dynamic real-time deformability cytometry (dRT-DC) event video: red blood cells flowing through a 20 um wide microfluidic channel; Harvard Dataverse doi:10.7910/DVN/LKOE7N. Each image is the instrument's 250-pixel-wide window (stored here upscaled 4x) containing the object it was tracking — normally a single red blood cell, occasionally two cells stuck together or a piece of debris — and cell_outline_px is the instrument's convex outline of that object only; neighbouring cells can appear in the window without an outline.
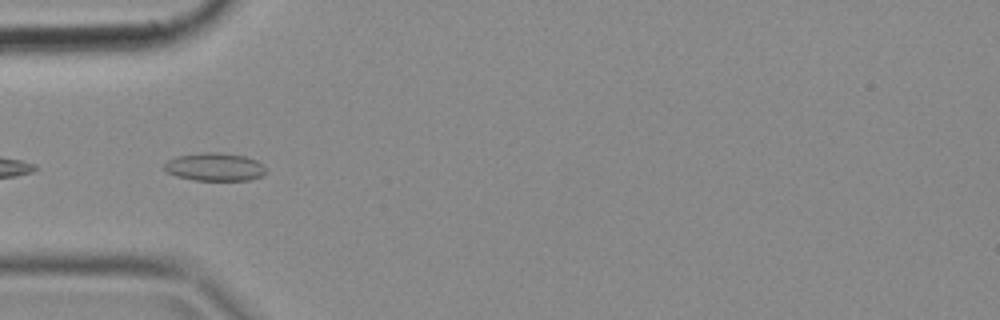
{"species": "common noctule bat (a hibernating species)", "species_latin": "Nyctalus noctula", "temperature_condition": "cold", "stored_images_in_passage": 18, "camera_frame_rate_fps": 3000, "um_per_image_px": 0.085, "animal": {"sex": "female", "body_mass_g": 18.4}, "frame": {"image": 1, "passage_image": 16, "time_ms": 5.0, "image_size_px": [1000, 320], "cell_outline_px": [[268, 172], [264, 176], [252, 180], [196, 180], [176, 176], [164, 172], [164, 164], [168, 160], [176, 156], [204, 152], [216, 152], [244, 156], [256, 160]], "centroid_in_image_um": [18.25, 14.2], "position_along_channel_um": 66.8, "area_um2": 16.7}}